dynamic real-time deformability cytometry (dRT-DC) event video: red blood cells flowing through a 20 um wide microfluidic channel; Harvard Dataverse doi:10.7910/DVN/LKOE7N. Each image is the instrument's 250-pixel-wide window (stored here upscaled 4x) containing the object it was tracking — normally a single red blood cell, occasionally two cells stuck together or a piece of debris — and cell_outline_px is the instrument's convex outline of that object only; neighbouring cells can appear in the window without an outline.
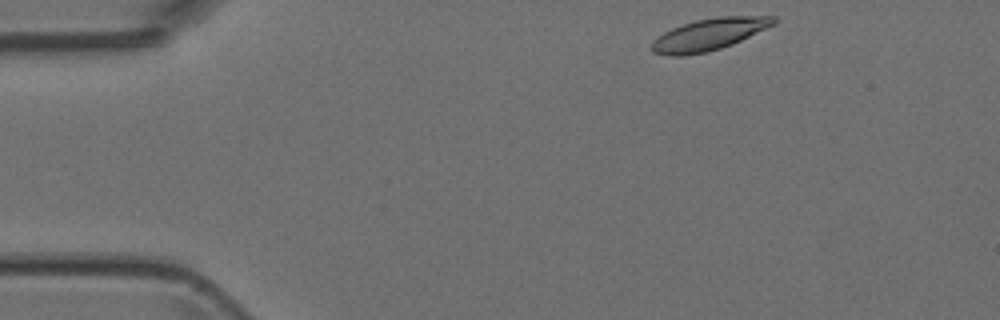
{"species": "Egyptian fruit bat (a non-hibernating species)", "species_latin": "Rousettus aegyptiacus", "temperature_condition": "room temperature", "stored_images_in_passage": 45, "camera_frame_rate_fps": 3000, "um_per_image_px": 0.085, "animal": {"sex": "female"}, "frame": {"image": 1, "passage_image": 1, "time_ms": 0.0, "image_size_px": [1000, 320], "cell_outline_px": [[776, 24], [732, 44], [708, 52], [680, 56], [668, 56], [652, 52], [648, 48], [652, 40], [656, 36], [672, 28], [696, 20], [720, 16], [776, 16]], "centroid_in_image_um": [60.22, 2.93], "position_along_channel_um": 24.8, "area_um2": 22.77}}
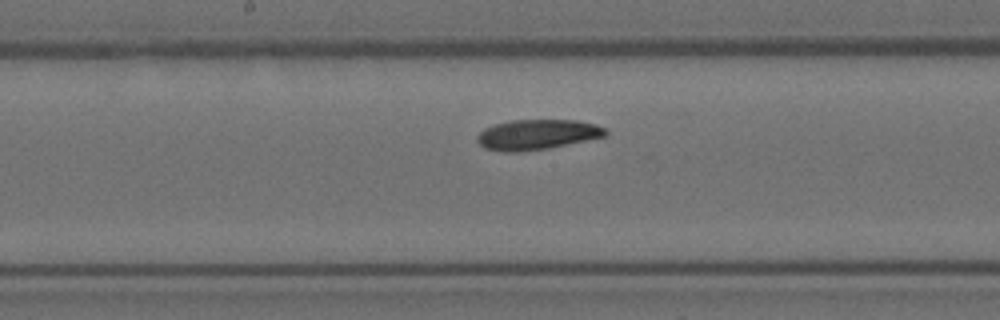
{"frame": {"image": 2, "passage_image": 20, "time_ms": 6.333, "image_size_px": [1000, 320], "cell_outline_px": [[608, 136], [548, 148], [520, 152], [504, 152], [484, 148], [476, 140], [476, 136], [484, 128], [496, 124], [512, 120], [576, 120], [596, 124], [604, 128], [608, 132]], "centroid_in_image_um": [45.66, 11.44], "position_along_channel_um": 202.5, "area_um2": 22.66}}
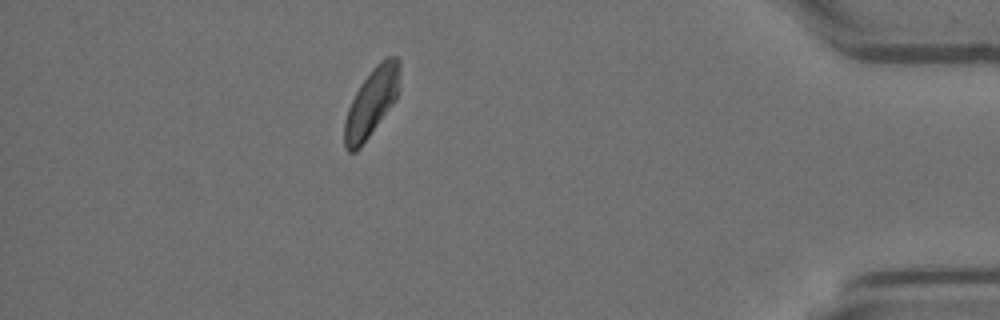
{"frame": {"image": 3, "passage_image": 39, "time_ms": 12.667, "image_size_px": [1000, 320], "cell_outline_px": [[400, 88], [396, 100], [360, 148], [356, 152], [348, 152], [344, 148], [344, 120], [348, 108], [360, 84], [372, 68], [380, 60], [388, 56], [400, 56]], "centroid_in_image_um": [31.6, 8.68], "position_along_channel_um": 403.6, "area_um2": 22.31}}